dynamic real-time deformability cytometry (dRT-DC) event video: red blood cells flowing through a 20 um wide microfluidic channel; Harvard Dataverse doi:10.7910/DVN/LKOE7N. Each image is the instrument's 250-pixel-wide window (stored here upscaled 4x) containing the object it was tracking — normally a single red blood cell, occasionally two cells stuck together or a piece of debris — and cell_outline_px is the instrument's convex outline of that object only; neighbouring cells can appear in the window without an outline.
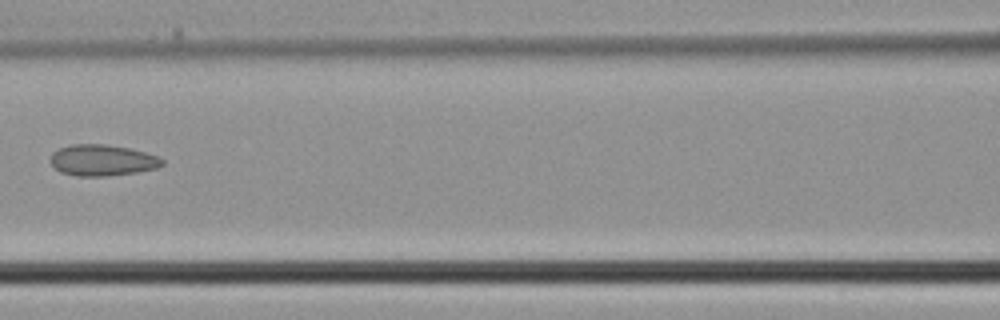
{"species": "common noctule bat (a hibernating species)", "species_latin": "Nyctalus noctula", "temperature_condition": "cold", "stored_images_in_passage": 3, "camera_frame_rate_fps": 3000, "um_per_image_px": 0.085, "animal": {"sex": "male", "body_mass_g": 21.5, "forearm_length_mm": 52.0}, "frame": {"image": 1, "passage_image": 3, "time_ms": 0.667, "image_size_px": [1000, 320], "cell_outline_px": [[164, 164], [156, 168], [136, 172], [104, 176], [76, 176], [60, 172], [52, 164], [52, 152], [60, 148], [72, 144], [104, 144], [128, 148], [144, 152], [156, 156], [164, 160]], "centroid_in_image_um": [8.69, 13.62], "position_along_channel_um": 157.9, "area_um2": 20.06}}